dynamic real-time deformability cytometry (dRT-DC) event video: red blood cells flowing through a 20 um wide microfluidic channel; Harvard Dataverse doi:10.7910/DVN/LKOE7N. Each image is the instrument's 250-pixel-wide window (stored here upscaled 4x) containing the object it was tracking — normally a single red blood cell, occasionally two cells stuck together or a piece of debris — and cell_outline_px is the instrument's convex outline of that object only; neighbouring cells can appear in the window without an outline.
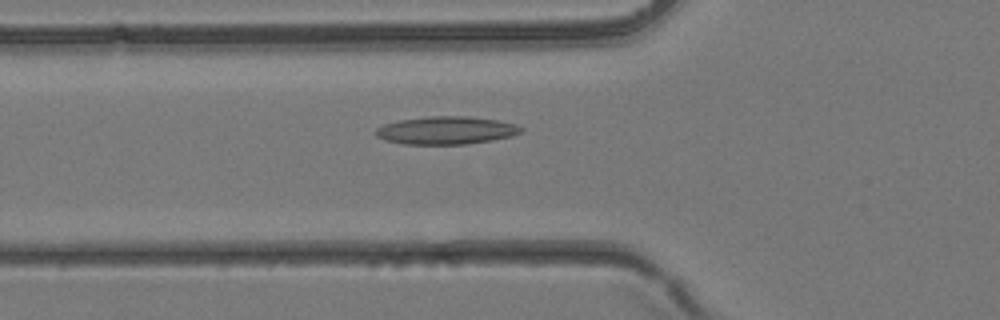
{"species": "common noctule bat (a hibernating species)", "species_latin": "Nyctalus noctula", "temperature_condition": "room temperature", "stored_images_in_passage": 39, "camera_frame_rate_fps": 3000, "um_per_image_px": 0.085, "animal": {"sex": "female", "body_mass_g": 24.6, "forearm_length_mm": 56.2}, "frame": {"image": 1, "passage_image": 14, "time_ms": 4.333, "image_size_px": [1000, 320], "cell_outline_px": [[524, 132], [512, 136], [492, 140], [464, 144], [404, 144], [384, 140], [376, 136], [376, 128], [384, 124], [400, 120], [428, 116], [468, 116], [496, 120], [516, 124], [524, 128]], "centroid_in_image_um": [37.95, 11.08], "position_along_channel_um": 87.9, "area_um2": 23.64}}
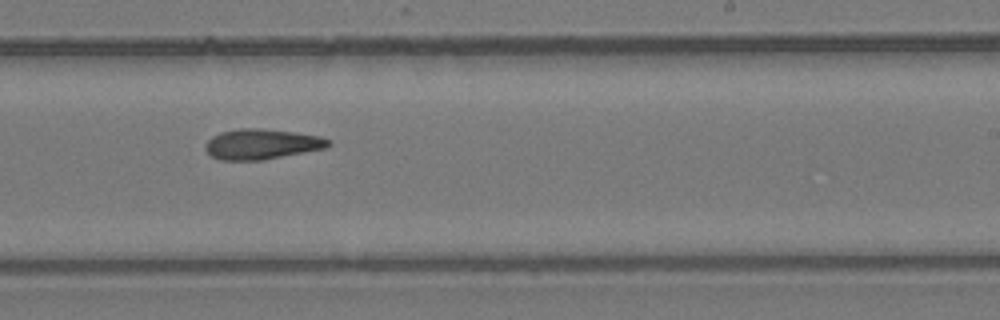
{"frame": {"image": 2, "passage_image": 24, "time_ms": 7.667, "image_size_px": [1000, 320], "cell_outline_px": [[332, 144], [328, 148], [264, 160], [220, 160], [212, 156], [204, 148], [204, 144], [212, 136], [220, 132], [236, 128], [260, 128], [292, 132], [320, 136], [332, 140]], "centroid_in_image_um": [22.27, 12.25], "position_along_channel_um": 266.7, "area_um2": 22.02}}
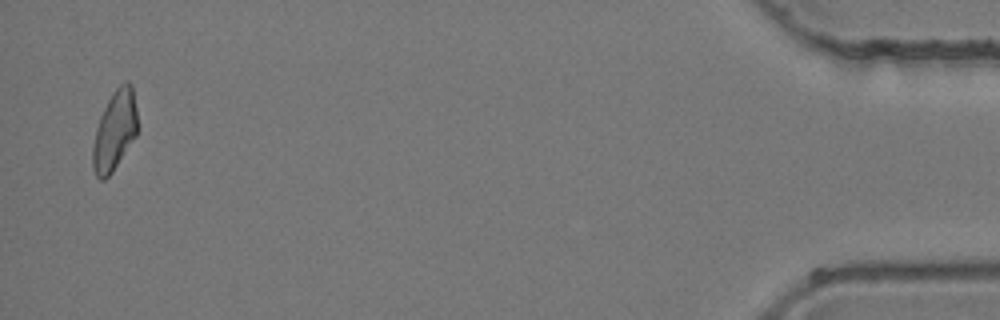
{"frame": {"image": 3, "passage_image": 38, "time_ms": 12.333, "image_size_px": [1000, 320], "cell_outline_px": [[136, 136], [112, 172], [104, 180], [100, 180], [96, 176], [92, 168], [92, 144], [96, 128], [100, 116], [112, 92], [124, 80], [128, 80], [132, 84], [136, 108]], "centroid_in_image_um": [9.72, 11.1], "position_along_channel_um": 425.5, "area_um2": 20.81}}